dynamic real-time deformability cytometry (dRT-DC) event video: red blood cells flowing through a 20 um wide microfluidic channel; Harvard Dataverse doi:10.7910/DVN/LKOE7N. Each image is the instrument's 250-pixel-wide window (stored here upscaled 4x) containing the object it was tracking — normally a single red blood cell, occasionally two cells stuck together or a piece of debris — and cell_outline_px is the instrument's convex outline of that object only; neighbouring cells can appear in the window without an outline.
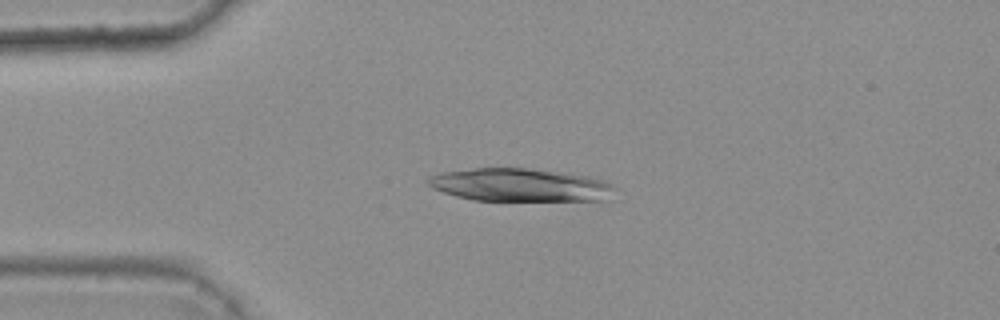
{"species": "common noctule bat (a hibernating species)", "species_latin": "Nyctalus noctula", "temperature_condition": "warm", "stored_images_in_passage": 39, "camera_frame_rate_fps": 3000, "um_per_image_px": 0.085, "animal": {"sex": "female", "body_mass_g": 25.1}, "frame": {"image": 1, "passage_image": 6, "time_ms": 1.667, "image_size_px": [1000, 320], "cell_outline_px": [[616, 188], [612, 200], [472, 200], [456, 196], [432, 188], [428, 184], [428, 180], [432, 176], [444, 172], [476, 168], [524, 168], [588, 176], [612, 184]], "centroid_in_image_um": [44.26, 15.74], "position_along_channel_um": 40.7, "area_um2": 35.55}}